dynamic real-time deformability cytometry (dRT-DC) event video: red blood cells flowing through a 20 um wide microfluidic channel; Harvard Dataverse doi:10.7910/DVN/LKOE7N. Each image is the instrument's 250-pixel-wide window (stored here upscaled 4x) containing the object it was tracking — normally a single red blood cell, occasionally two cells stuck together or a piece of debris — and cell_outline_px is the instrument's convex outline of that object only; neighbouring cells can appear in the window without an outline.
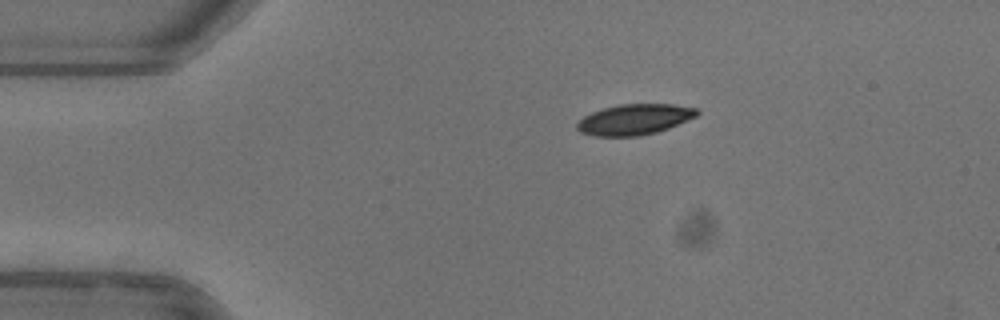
{"species": "common noctule bat (a hibernating species)", "species_latin": "Nyctalus noctula", "temperature_condition": "warm", "stored_images_in_passage": 43, "camera_frame_rate_fps": 3000, "um_per_image_px": 0.085, "animal": {"sex": "female"}, "frame": {"image": 1, "passage_image": 1, "time_ms": 0.0, "image_size_px": [1000, 320], "cell_outline_px": [[700, 112], [696, 116], [688, 120], [668, 128], [656, 132], [640, 136], [596, 136], [580, 132], [576, 128], [576, 124], [584, 116], [592, 112], [604, 108], [620, 104], [672, 104], [696, 108]], "centroid_in_image_um": [53.93, 10.15], "position_along_channel_um": 31.1, "area_um2": 21.33}}
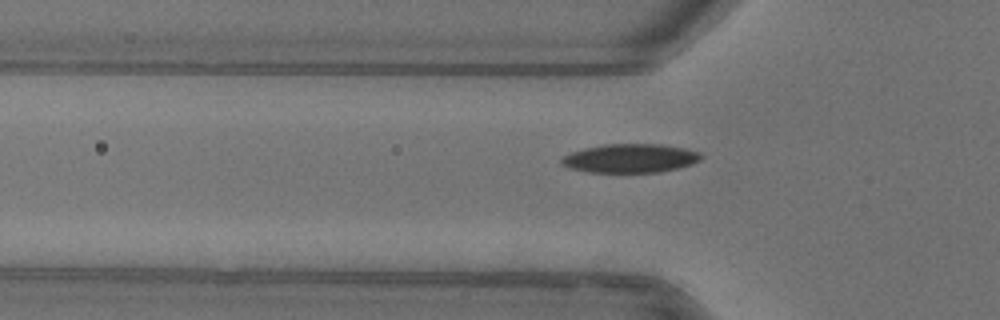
{"frame": {"image": 2, "passage_image": 8, "time_ms": 2.333, "image_size_px": [1000, 320], "cell_outline_px": [[704, 156], [700, 160], [692, 164], [660, 172], [588, 172], [568, 168], [560, 164], [560, 160], [564, 156], [572, 152], [584, 148], [604, 144], [660, 144], [684, 148], [700, 152]], "centroid_in_image_um": [53.57, 13.45], "position_along_channel_um": 72.2, "area_um2": 23.47}}
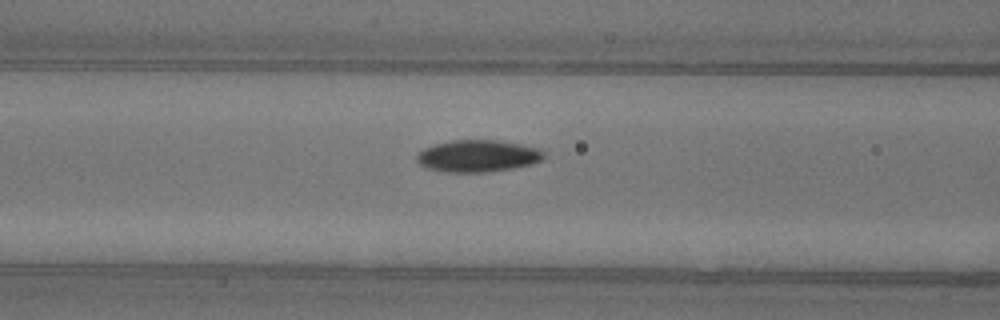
{"frame": {"image": 3, "passage_image": 12, "time_ms": 3.667, "image_size_px": [1000, 320], "cell_outline_px": [[544, 156], [540, 160], [532, 164], [512, 168], [488, 172], [444, 172], [424, 168], [416, 160], [416, 156], [424, 148], [432, 144], [452, 140], [496, 140], [520, 144], [536, 148], [544, 152]], "centroid_in_image_um": [40.55, 13.26], "position_along_channel_um": 126.0, "area_um2": 23.7}, "authors_computed_cell_mechanics": {"area_um2": 22.831, "velocity_mm_per_s": 3.9627, "shape_relaxation_time_tau1_ms": 3.95, "shape_relaxation_time_tau2_ms": 3.3148, "deformation_change_tau1": 0.1516, "deformation_change_tau2": 0.0651}}